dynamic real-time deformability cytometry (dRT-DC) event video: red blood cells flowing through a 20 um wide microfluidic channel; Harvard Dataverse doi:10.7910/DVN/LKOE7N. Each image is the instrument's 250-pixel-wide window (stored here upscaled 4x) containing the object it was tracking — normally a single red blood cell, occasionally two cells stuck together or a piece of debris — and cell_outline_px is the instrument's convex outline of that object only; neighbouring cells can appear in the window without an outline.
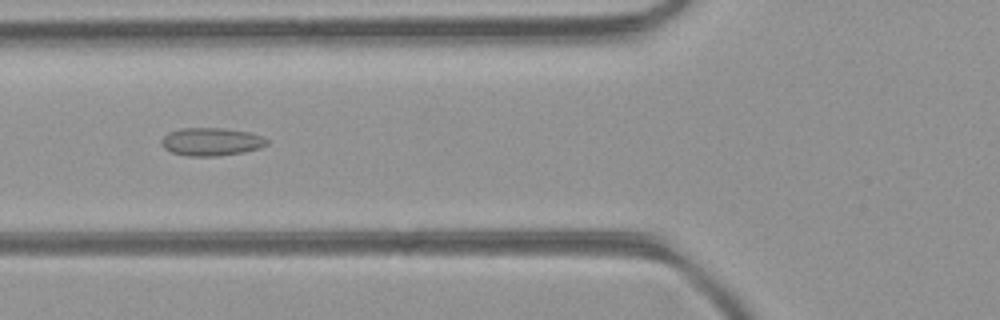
{"species": "common noctule bat (a hibernating species)", "species_latin": "Nyctalus noctula", "temperature_condition": "room temperature", "stored_images_in_passage": 37, "camera_frame_rate_fps": 3000, "um_per_image_px": 0.085, "animal": {"sex": "female", "body_mass_g": 21.9}, "frame": {"image": 1, "passage_image": 8, "time_ms": 2.333, "image_size_px": [1000, 320], "cell_outline_px": [[268, 144], [260, 148], [244, 152], [216, 156], [188, 156], [172, 152], [164, 148], [160, 144], [160, 140], [168, 132], [180, 128], [224, 128], [248, 132], [260, 136], [268, 140]], "centroid_in_image_um": [17.93, 12.04], "position_along_channel_um": 107.9, "area_um2": 17.22}}
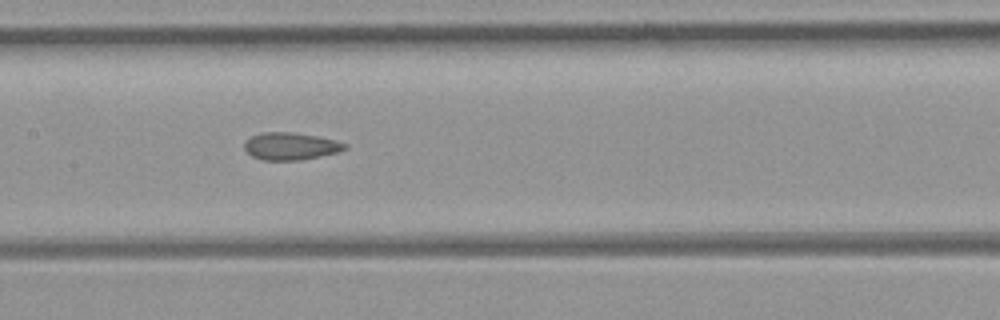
{"frame": {"image": 2, "passage_image": 13, "time_ms": 4.0, "image_size_px": [1000, 320], "cell_outline_px": [[348, 148], [336, 152], [300, 160], [264, 160], [252, 156], [244, 148], [244, 144], [252, 136], [260, 132], [292, 132], [316, 136], [336, 140], [348, 144]], "centroid_in_image_um": [24.71, 12.42], "position_along_channel_um": 182.7, "area_um2": 15.84}}
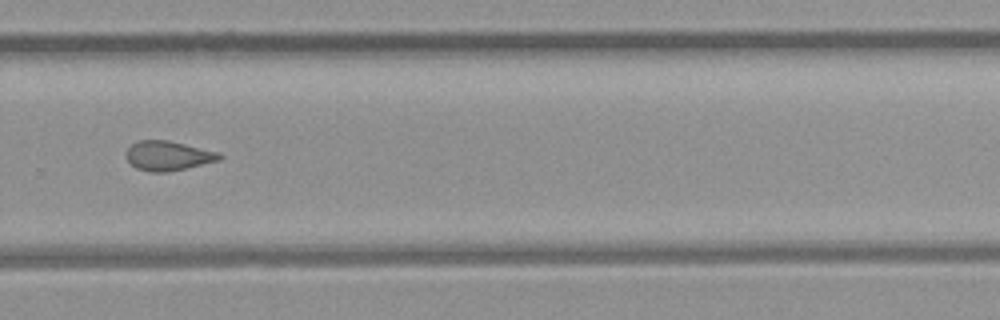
{"frame": {"image": 3, "passage_image": 22, "time_ms": 7.0, "image_size_px": [1000, 320], "cell_outline_px": [[224, 156], [220, 160], [168, 172], [152, 172], [136, 168], [128, 160], [128, 148], [132, 144], [140, 140], [168, 140], [220, 152]], "centroid_in_image_um": [14.34, 13.23], "position_along_channel_um": 315.5, "area_um2": 15.9}, "authors_computed_cell_mechanics": {"area_um2": 16.1262, "velocity_mm_per_s": 4.4567, "shape_relaxation_time_tau1_ms": null, "shape_relaxation_time_tau2_ms": 1.9317, "deformation_change_tau1": null, "deformation_change_tau2": 0.1002}}